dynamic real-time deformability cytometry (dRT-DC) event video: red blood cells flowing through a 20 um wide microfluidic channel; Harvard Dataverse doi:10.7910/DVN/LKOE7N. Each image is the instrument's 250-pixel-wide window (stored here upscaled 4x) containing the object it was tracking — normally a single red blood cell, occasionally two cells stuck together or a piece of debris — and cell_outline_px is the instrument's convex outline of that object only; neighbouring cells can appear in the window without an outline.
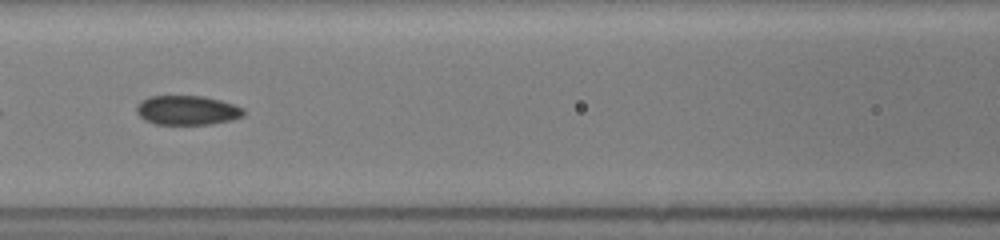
{"species": "common noctule bat (a hibernating species)", "species_latin": "Nyctalus noctula", "temperature_condition": "room temperature", "stored_images_in_passage": 33, "segment_of_instrument_passage": [2, 2], "camera_frame_rate_fps": 3000, "um_per_image_px": 0.085, "animal": {"sex": "female", "body_mass_g": 19.5, "forearm_length_mm": 54.1}, "frame": {"image": 1, "passage_image": 17, "time_ms": 8.0, "image_size_px": [1000, 240], "cell_outline_px": [[244, 116], [232, 120], [212, 124], [156, 124], [144, 120], [136, 112], [136, 108], [140, 100], [148, 96], [204, 96], [220, 100], [244, 108]], "centroid_in_image_um": [15.9, 9.37], "position_along_channel_um": 150.7, "area_um2": 18.44}}
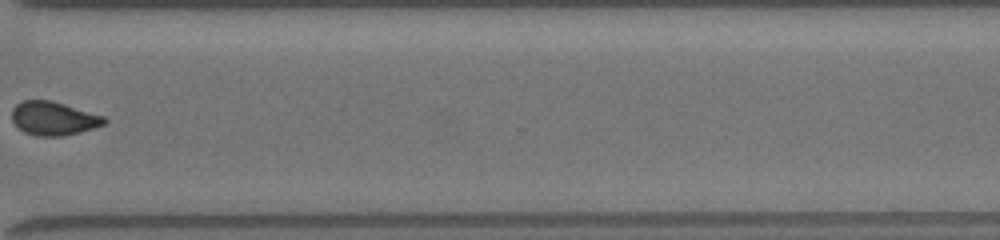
{"frame": {"image": 2, "passage_image": 27, "time_ms": 13.333, "image_size_px": [1000, 240], "cell_outline_px": [[108, 120], [104, 124], [80, 132], [64, 136], [36, 136], [24, 132], [16, 128], [12, 120], [12, 108], [16, 104], [24, 100], [52, 100], [104, 116]], "centroid_in_image_um": [4.52, 10.07], "position_along_channel_um": 366.1, "area_um2": 18.26}}
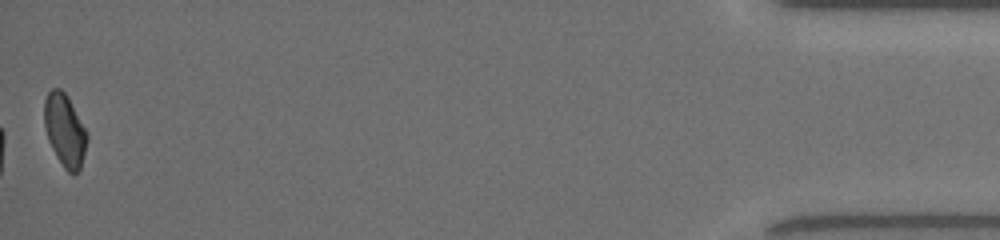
{"frame": {"image": 3, "passage_image": 33, "time_ms": 17.0, "image_size_px": [1000, 240], "cell_outline_px": [[88, 140], [80, 168], [72, 176], [64, 168], [56, 156], [48, 140], [44, 124], [44, 100], [48, 92], [52, 88], [60, 88], [68, 96], [88, 136]], "centroid_in_image_um": [5.49, 11.07], "position_along_channel_um": 429.7, "area_um2": 17.98}}